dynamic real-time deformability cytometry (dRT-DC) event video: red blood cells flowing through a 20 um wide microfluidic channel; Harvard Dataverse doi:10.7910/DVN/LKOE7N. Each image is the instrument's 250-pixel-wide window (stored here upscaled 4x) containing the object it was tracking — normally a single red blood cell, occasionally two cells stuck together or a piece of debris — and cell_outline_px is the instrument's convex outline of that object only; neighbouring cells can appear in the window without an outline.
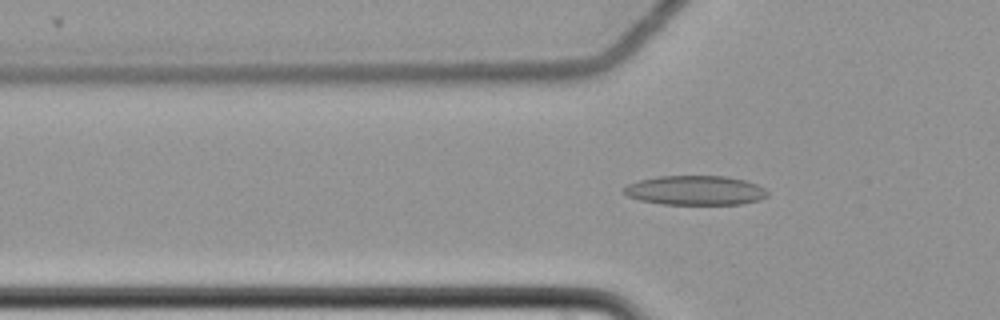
{"species": "common noctule bat (a hibernating species)", "species_latin": "Nyctalus noctula", "temperature_condition": "cold", "stored_images_in_passage": 57, "camera_frame_rate_fps": 3000, "um_per_image_px": 0.085, "animal": {"sex": "female", "body_mass_g": 22.7, "forearm_length_mm": 54.2}, "frame": {"image": 1, "passage_image": 18, "time_ms": 5.667, "image_size_px": [1000, 320], "cell_outline_px": [[768, 196], [760, 200], [740, 204], [660, 204], [640, 200], [628, 196], [624, 192], [624, 188], [628, 184], [640, 180], [656, 176], [724, 176], [744, 180], [756, 184], [764, 188], [768, 192]], "centroid_in_image_um": [59.11, 16.18], "position_along_channel_um": 66.7, "area_um2": 24.57}}
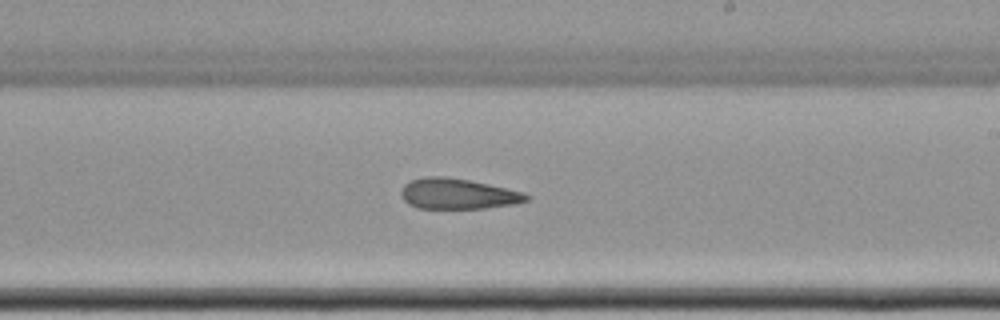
{"frame": {"image": 2, "passage_image": 34, "time_ms": 11.0, "image_size_px": [1000, 320], "cell_outline_px": [[532, 196], [528, 200], [512, 204], [484, 208], [416, 208], [408, 204], [400, 196], [400, 192], [404, 184], [412, 180], [428, 176], [444, 176], [472, 180], [524, 192]], "centroid_in_image_um": [38.91, 16.47], "position_along_channel_um": 250.1, "area_um2": 22.43}}
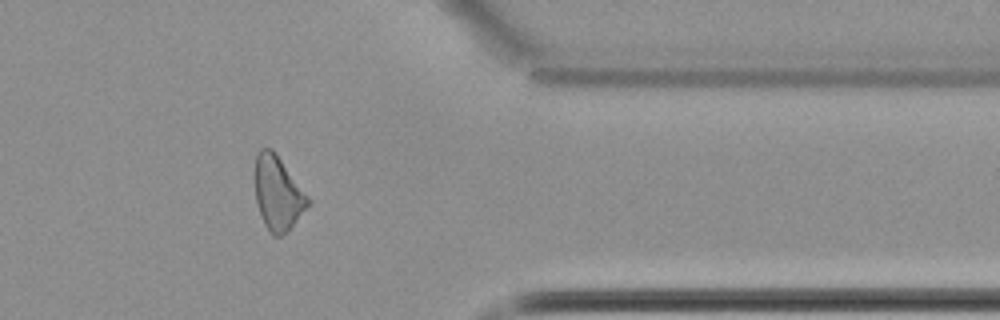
{"frame": {"image": 3, "passage_image": 47, "time_ms": 15.333, "image_size_px": [1000, 320], "cell_outline_px": [[312, 204], [288, 232], [280, 236], [272, 236], [264, 224], [256, 204], [256, 152], [260, 148], [272, 148], [312, 200]], "centroid_in_image_um": [23.66, 16.46], "position_along_channel_um": 387.7, "area_um2": 23.18}}